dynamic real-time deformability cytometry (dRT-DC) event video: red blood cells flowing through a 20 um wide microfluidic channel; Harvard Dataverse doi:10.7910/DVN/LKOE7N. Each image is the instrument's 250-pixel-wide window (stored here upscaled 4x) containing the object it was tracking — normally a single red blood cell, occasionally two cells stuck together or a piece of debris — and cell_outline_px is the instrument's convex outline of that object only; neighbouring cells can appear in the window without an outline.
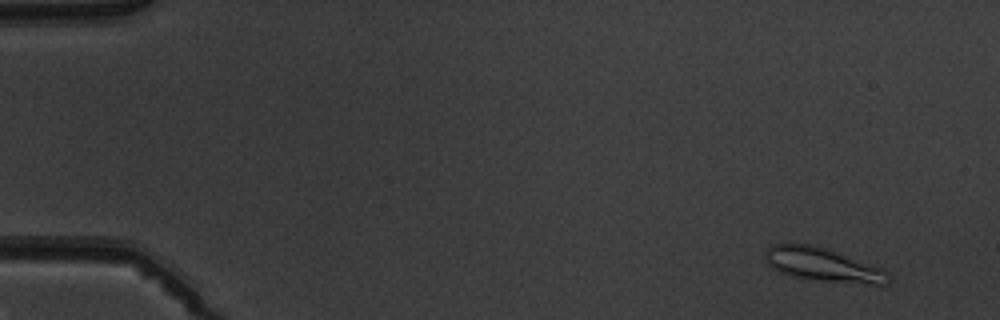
{"species": "common noctule bat (a hibernating species)", "species_latin": "Nyctalus noctula", "temperature_condition": "warm", "stored_images_in_passage": 7, "camera_frame_rate_fps": 3000, "um_per_image_px": 0.085, "animal": {"sex": "male", "body_mass_g": 19.5, "forearm_length_mm": 54.6}, "frame": {"image": 1, "passage_image": 1, "time_ms": 0.0, "image_size_px": [1000, 320], "cell_outline_px": [[892, 280], [888, 284], [872, 284], [812, 280], [792, 276], [780, 272], [772, 268], [764, 260], [764, 252], [772, 244], [808, 244], [824, 248], [884, 268]], "centroid_in_image_um": [69.94, 22.52], "position_along_channel_um": 15.1, "area_um2": 24.1}}
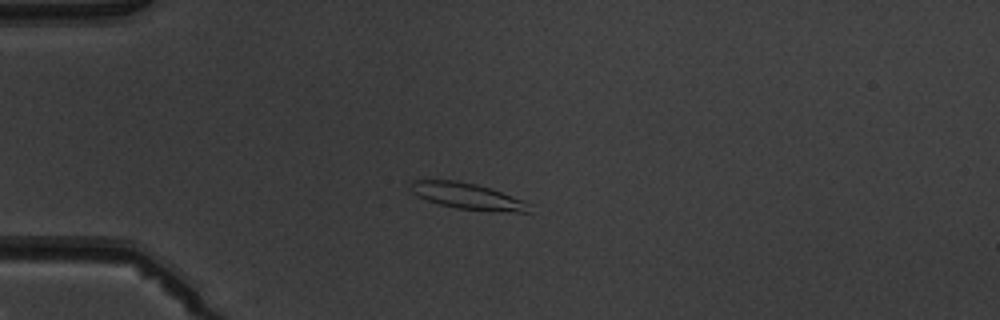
{"frame": {"image": 2, "passage_image": 4, "time_ms": 3.333, "image_size_px": [1000, 320], "cell_outline_px": [[532, 212], [516, 212], [456, 208], [440, 204], [428, 200], [412, 192], [408, 184], [408, 180], [456, 180], [476, 184], [512, 196], [528, 204]], "centroid_in_image_um": [39.66, 16.65], "position_along_channel_um": 45.3, "area_um2": 17.69}}
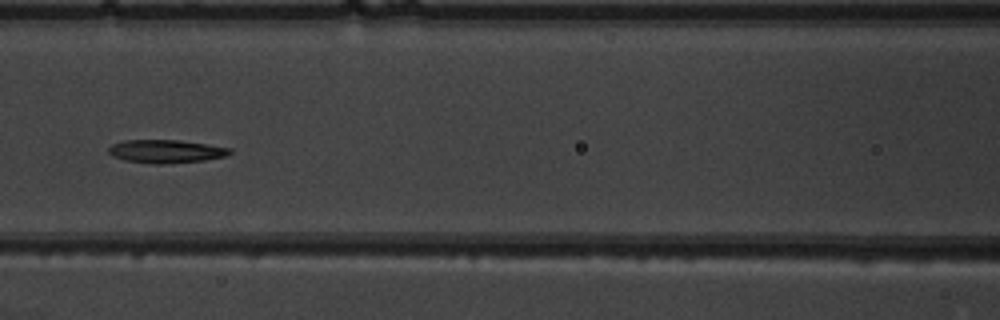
{"frame": {"image": 3, "passage_image": 7, "time_ms": 6.667, "image_size_px": [1000, 320], "cell_outline_px": [[232, 152], [224, 156], [204, 160], [160, 164], [152, 164], [124, 160], [112, 156], [108, 152], [108, 148], [112, 144], [124, 140], [180, 140], [208, 144], [232, 148]], "centroid_in_image_um": [14.08, 12.86], "position_along_channel_um": 152.5, "area_um2": 16.42}}